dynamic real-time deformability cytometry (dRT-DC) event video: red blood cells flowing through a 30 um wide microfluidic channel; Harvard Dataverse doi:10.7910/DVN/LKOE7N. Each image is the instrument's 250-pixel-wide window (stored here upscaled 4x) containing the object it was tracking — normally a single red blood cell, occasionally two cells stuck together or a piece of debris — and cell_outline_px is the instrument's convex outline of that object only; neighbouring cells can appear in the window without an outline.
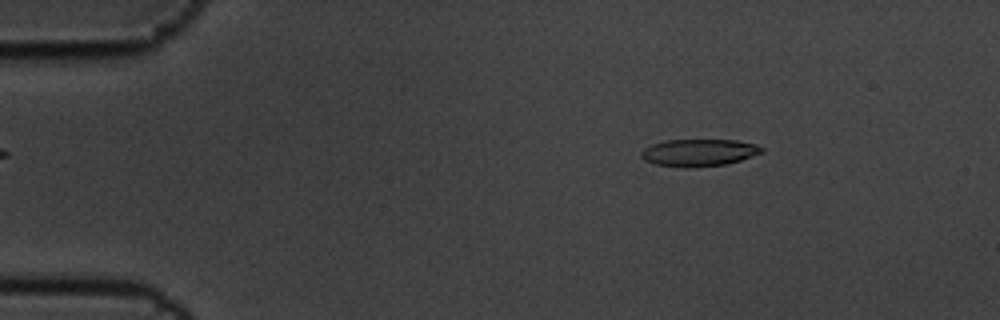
{"species": "common noctule bat (a hibernating species)", "species_latin": "Nyctalus noctula", "temperature_condition": "cold", "stored_images_in_passage": 3, "camera_frame_rate_fps": 3000, "um_per_image_px": 0.085, "animal": {"sex": "male", "body_mass_g": 19.5, "forearm_length_mm": 54.6}, "frame": {"image": 1, "passage_image": 1, "time_ms": 0.0, "image_size_px": [1000, 320], "cell_outline_px": [[764, 152], [728, 164], [656, 164], [644, 160], [640, 156], [640, 152], [644, 148], [652, 144], [664, 140], [736, 140], [756, 144], [764, 148]], "centroid_in_image_um": [59.45, 12.91], "position_along_channel_um": 25.6, "area_um2": 18.15}}